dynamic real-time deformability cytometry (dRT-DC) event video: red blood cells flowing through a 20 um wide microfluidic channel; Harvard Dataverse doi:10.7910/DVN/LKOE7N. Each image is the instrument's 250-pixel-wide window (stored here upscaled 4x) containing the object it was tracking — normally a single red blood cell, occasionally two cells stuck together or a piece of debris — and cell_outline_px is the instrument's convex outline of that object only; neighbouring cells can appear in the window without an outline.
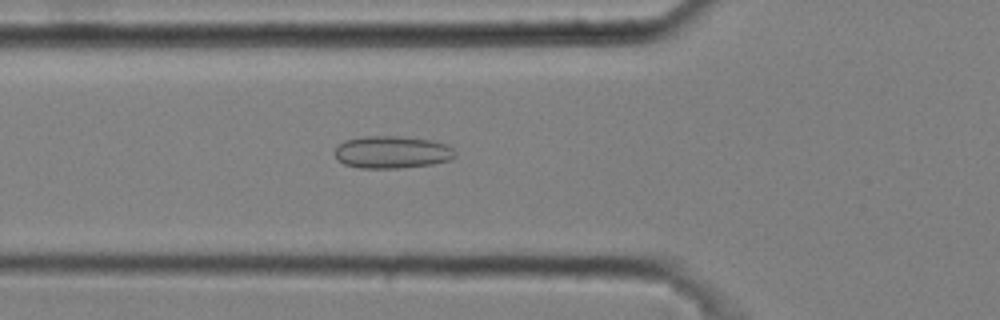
{"species": "common noctule bat (a hibernating species)", "species_latin": "Nyctalus noctula", "temperature_condition": "cold", "stored_images_in_passage": 40, "camera_frame_rate_fps": 3000, "um_per_image_px": 0.085, "animal": {"sex": "male", "body_mass_g": 20.4}, "frame": {"image": 1, "passage_image": 8, "time_ms": 2.333, "image_size_px": [1000, 320], "cell_outline_px": [[456, 156], [448, 160], [432, 164], [400, 168], [360, 168], [344, 164], [332, 152], [344, 140], [364, 136], [396, 136], [432, 140], [448, 144], [456, 152]], "centroid_in_image_um": [33.33, 12.93], "position_along_channel_um": 92.5, "area_um2": 22.77}}
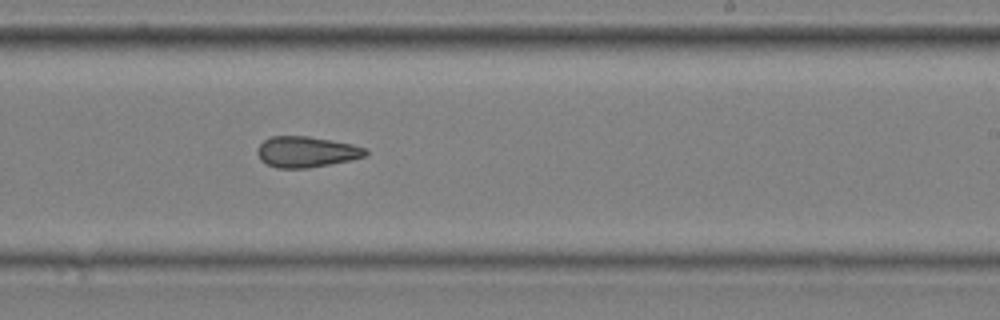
{"frame": {"image": 2, "passage_image": 22, "time_ms": 7.0, "image_size_px": [1000, 320], "cell_outline_px": [[368, 152], [364, 156], [352, 160], [308, 168], [276, 168], [260, 160], [256, 152], [256, 148], [264, 140], [272, 136], [308, 136], [332, 140], [352, 144], [364, 148]], "centroid_in_image_um": [26.01, 12.91], "position_along_channel_um": 263.0, "area_um2": 19.48}}
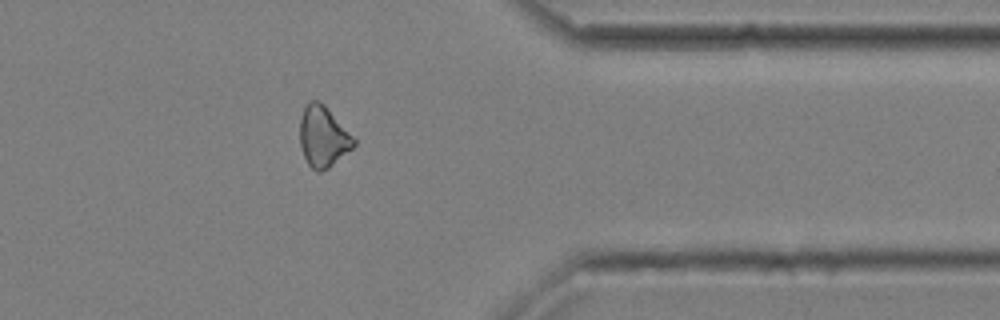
{"frame": {"image": 3, "passage_image": 33, "time_ms": 10.667, "image_size_px": [1000, 320], "cell_outline_px": [[356, 144], [352, 148], [328, 168], [320, 172], [316, 172], [308, 164], [304, 156], [300, 144], [300, 120], [304, 108], [308, 100], [320, 100], [324, 104], [356, 140]], "centroid_in_image_um": [27.45, 11.6], "position_along_channel_um": 384.0, "area_um2": 18.96}, "authors_computed_cell_mechanics": {"area_um2": 19.8543, "velocity_mm_per_s": 3.6473, "shape_relaxation_time_tau1_ms": null, "shape_relaxation_time_tau2_ms": 4.5465, "deformation_change_tau1": null, "deformation_change_tau2": 0.1275}}